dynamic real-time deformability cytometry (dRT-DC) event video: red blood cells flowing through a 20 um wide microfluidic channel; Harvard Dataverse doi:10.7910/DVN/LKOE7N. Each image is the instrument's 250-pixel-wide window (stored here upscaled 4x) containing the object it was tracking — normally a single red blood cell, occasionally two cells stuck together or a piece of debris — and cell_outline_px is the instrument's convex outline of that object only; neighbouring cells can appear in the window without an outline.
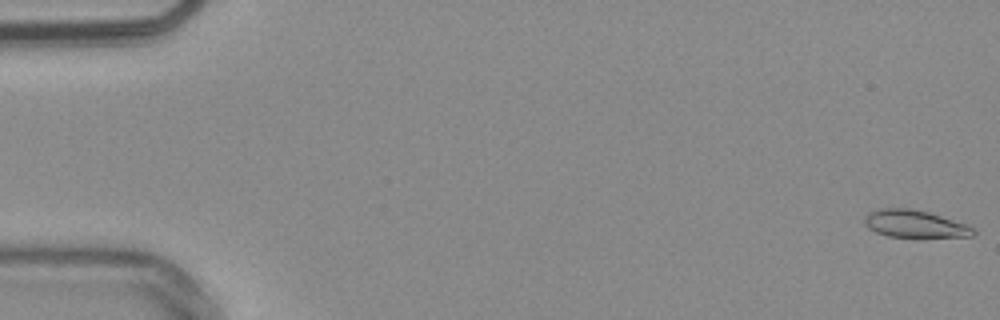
{"species": "common noctule bat (a hibernating species)", "species_latin": "Nyctalus noctula", "temperature_condition": "warm", "stored_images_in_passage": 54, "camera_frame_rate_fps": 3000, "um_per_image_px": 0.085, "animal": {"sex": "male", "body_mass_g": 20.4}, "frame": {"image": 1, "passage_image": 1, "time_ms": 0.0, "image_size_px": [1000, 320], "cell_outline_px": [[976, 232], [972, 236], [888, 236], [876, 232], [868, 228], [864, 224], [864, 216], [868, 212], [880, 208], [908, 208], [928, 212], [968, 224]], "centroid_in_image_um": [77.71, 19.01], "position_along_channel_um": 7.3, "area_um2": 17.11}}
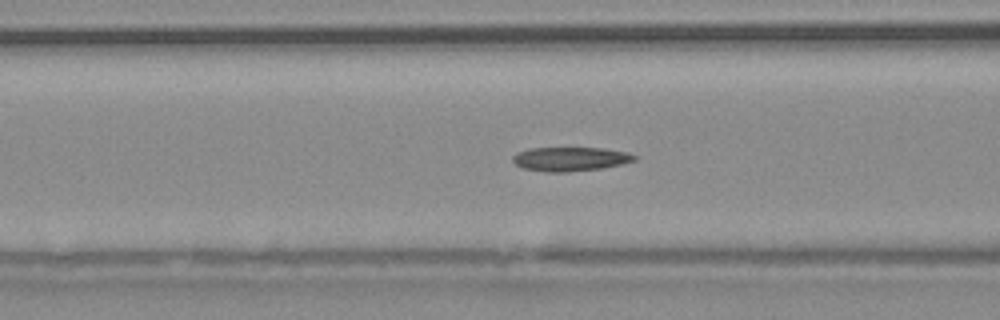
{"frame": {"image": 2, "passage_image": 22, "time_ms": 7.0, "image_size_px": [1000, 320], "cell_outline_px": [[636, 160], [624, 164], [600, 168], [568, 172], [548, 172], [524, 168], [516, 164], [512, 160], [512, 156], [516, 152], [528, 148], [604, 148], [628, 152], [636, 156]], "centroid_in_image_um": [48.48, 13.51], "position_along_channel_um": 118.1, "area_um2": 17.11}}
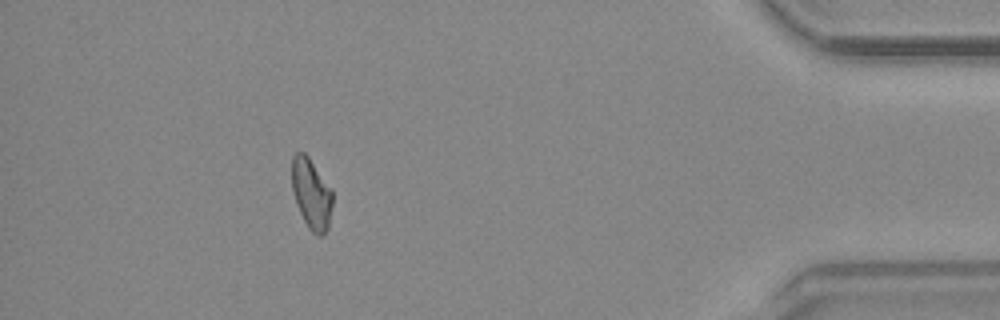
{"frame": {"image": 3, "passage_image": 49, "time_ms": 16.0, "image_size_px": [1000, 320], "cell_outline_px": [[332, 204], [328, 228], [324, 236], [316, 236], [308, 228], [296, 204], [292, 192], [292, 156], [296, 152], [304, 152], [308, 156], [332, 188]], "centroid_in_image_um": [26.47, 16.48], "position_along_channel_um": 408.7, "area_um2": 16.94}}